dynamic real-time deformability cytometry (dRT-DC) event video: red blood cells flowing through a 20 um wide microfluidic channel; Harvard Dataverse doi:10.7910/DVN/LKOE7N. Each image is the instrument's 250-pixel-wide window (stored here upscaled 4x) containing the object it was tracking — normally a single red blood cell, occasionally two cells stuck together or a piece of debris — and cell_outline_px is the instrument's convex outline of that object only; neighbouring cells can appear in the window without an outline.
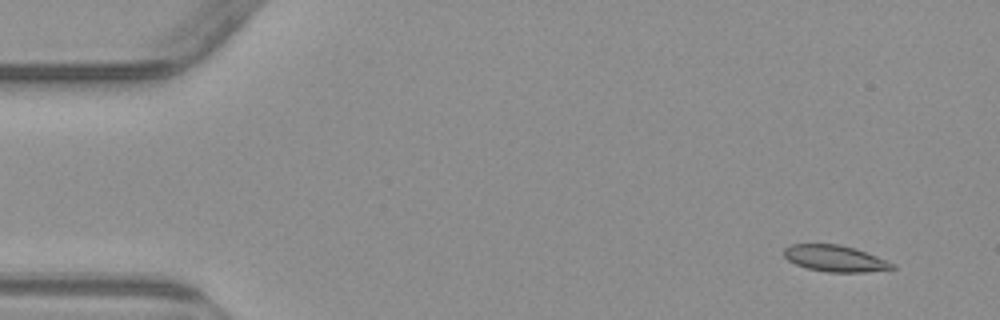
{"species": "common noctule bat (a hibernating species)", "species_latin": "Nyctalus noctula", "temperature_condition": "warm", "stored_images_in_passage": 4, "camera_frame_rate_fps": 3000, "um_per_image_px": 0.085, "animal": {"sex": "male", "body_mass_g": 23.1, "forearm_length_mm": 52.7}, "frame": {"image": 1, "passage_image": 1, "time_ms": 0.0, "image_size_px": [1000, 320], "cell_outline_px": [[896, 268], [864, 272], [828, 272], [808, 268], [796, 264], [788, 260], [784, 256], [784, 248], [788, 244], [840, 244], [856, 248], [896, 264]], "centroid_in_image_um": [70.97, 21.96], "position_along_channel_um": 14.0, "area_um2": 16.65}}
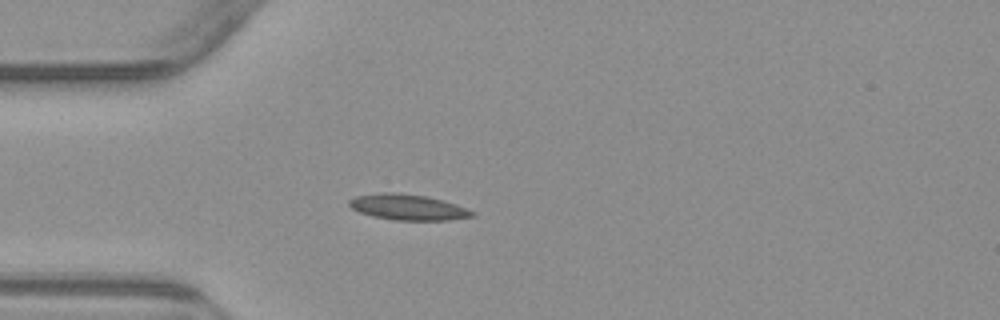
{"frame": {"image": 2, "passage_image": 4, "time_ms": 3.667, "image_size_px": [1000, 320], "cell_outline_px": [[476, 216], [448, 220], [392, 220], [372, 216], [360, 212], [352, 208], [348, 204], [348, 200], [356, 196], [380, 192], [396, 192], [428, 196], [444, 200], [456, 204], [476, 212]], "centroid_in_image_um": [34.69, 17.6], "position_along_channel_um": 50.3, "area_um2": 18.67}}